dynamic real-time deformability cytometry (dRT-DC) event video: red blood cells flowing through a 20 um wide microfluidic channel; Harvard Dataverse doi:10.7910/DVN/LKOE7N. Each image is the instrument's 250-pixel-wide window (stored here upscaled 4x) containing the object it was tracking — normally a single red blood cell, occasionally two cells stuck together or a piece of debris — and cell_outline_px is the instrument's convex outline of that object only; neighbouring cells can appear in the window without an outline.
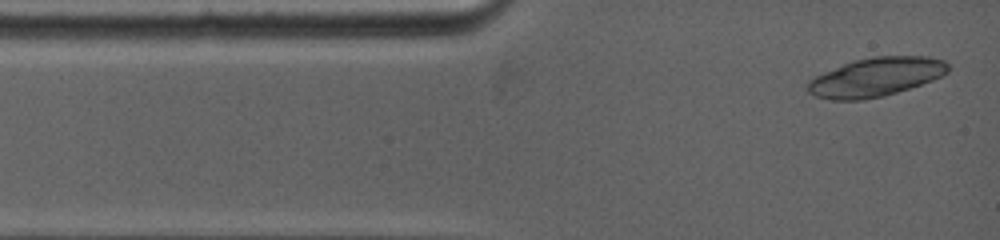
{"species": "common noctule bat (a hibernating species)", "species_latin": "Nyctalus noctula", "temperature_condition": "warm", "stored_images_in_passage": 4, "camera_frame_rate_fps": 5000, "um_per_image_px": 0.085, "animal": {"sex": "female", "body_mass_g": 19.0, "forearm_length_mm": 53.3}, "frame": {"image": 1, "passage_image": 1, "time_ms": 0.0, "image_size_px": [1000, 240], "cell_outline_px": [[948, 72], [932, 80], [884, 96], [864, 100], [832, 100], [816, 96], [808, 92], [808, 80], [824, 72], [852, 60], [876, 56], [928, 56], [944, 60], [948, 64]], "centroid_in_image_um": [74.44, 6.54], "position_along_channel_um": 10.6, "area_um2": 31.62}}